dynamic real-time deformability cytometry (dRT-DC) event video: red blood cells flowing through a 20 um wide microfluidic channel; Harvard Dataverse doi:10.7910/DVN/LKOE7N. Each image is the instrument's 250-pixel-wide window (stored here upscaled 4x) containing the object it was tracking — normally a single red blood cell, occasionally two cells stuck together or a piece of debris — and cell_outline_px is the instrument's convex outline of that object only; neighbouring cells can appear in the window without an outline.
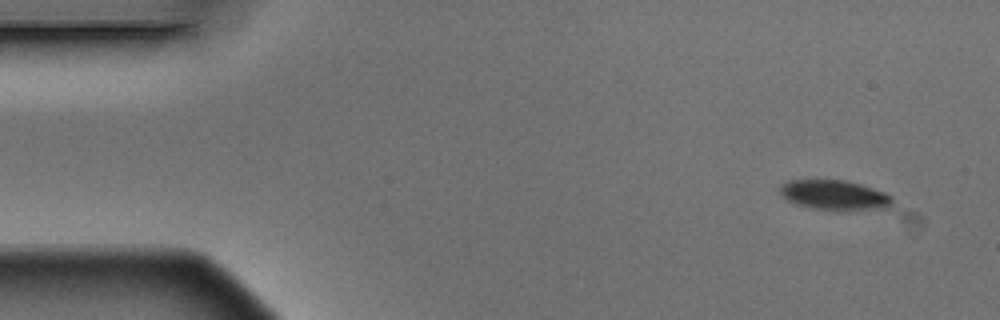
{"species": "Egyptian fruit bat (a non-hibernating species)", "species_latin": "Rousettus aegyptiacus", "temperature_condition": "warm", "stored_images_in_passage": 3, "camera_frame_rate_fps": 3000, "um_per_image_px": 0.085, "animal": {"sex": "male"}, "frame": {"image": 1, "passage_image": 1, "time_ms": 0.0, "image_size_px": [1000, 320], "cell_outline_px": [[892, 208], [816, 208], [796, 204], [788, 200], [780, 192], [780, 184], [788, 180], [848, 180], [884, 192], [892, 200]], "centroid_in_image_um": [70.89, 16.53], "position_along_channel_um": 14.1, "area_um2": 18.73}}